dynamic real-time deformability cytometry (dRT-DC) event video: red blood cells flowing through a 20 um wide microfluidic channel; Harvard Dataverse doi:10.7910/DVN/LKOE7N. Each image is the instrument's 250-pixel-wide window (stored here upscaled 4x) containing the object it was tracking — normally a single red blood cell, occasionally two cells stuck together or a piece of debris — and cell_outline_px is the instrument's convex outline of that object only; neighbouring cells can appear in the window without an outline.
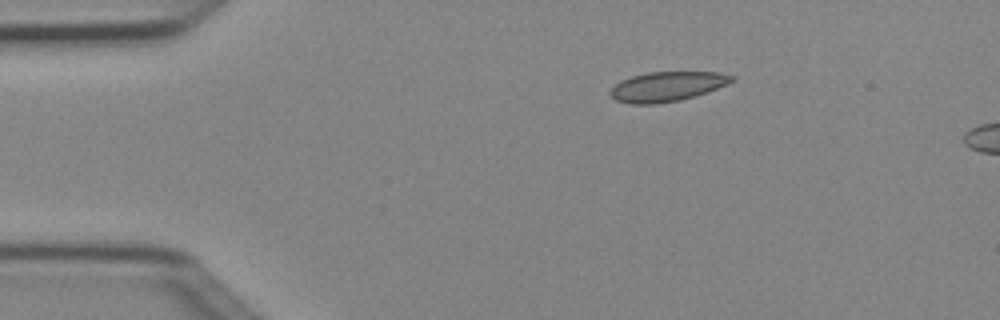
{"species": "Egyptian fruit bat (a non-hibernating species)", "species_latin": "Rousettus aegyptiacus", "temperature_condition": "cold", "stored_images_in_passage": 5, "camera_frame_rate_fps": 3000, "um_per_image_px": 0.085, "animal": {"sex": "female"}, "frame": {"image": 1, "passage_image": 3, "time_ms": 0.667, "image_size_px": [1000, 320], "cell_outline_px": [[736, 80], [728, 84], [708, 92], [680, 100], [656, 104], [628, 104], [616, 100], [608, 92], [620, 80], [632, 76], [648, 72], [716, 72], [736, 76]], "centroid_in_image_um": [56.72, 7.35], "position_along_channel_um": 28.3, "area_um2": 21.15}}